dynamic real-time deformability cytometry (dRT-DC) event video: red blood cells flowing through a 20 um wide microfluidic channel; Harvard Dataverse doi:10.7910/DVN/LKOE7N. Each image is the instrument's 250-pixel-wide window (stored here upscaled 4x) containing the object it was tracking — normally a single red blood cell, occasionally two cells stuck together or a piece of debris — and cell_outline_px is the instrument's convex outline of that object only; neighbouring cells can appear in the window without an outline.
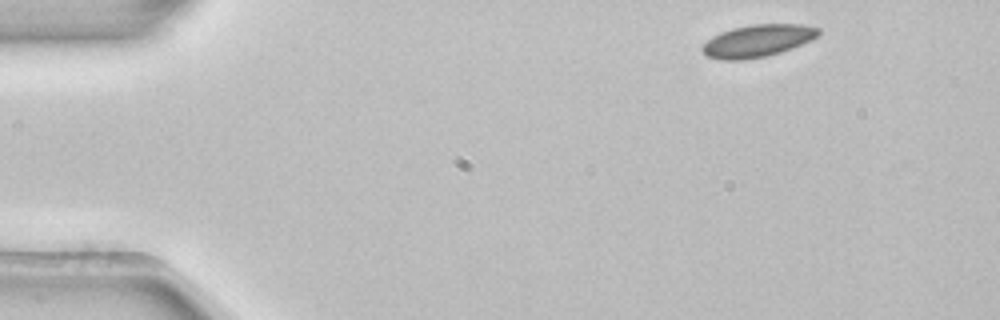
{"species": "common noctule bat (a hibernating species)", "species_latin": "Nyctalus noctula", "temperature_condition": "room temperature", "stored_images_in_passage": 2, "camera_frame_rate_fps": 3000, "um_per_image_px": 0.085, "animal": {"sex": "female", "body_mass_g": 22.7, "forearm_length_mm": 54.2}, "frame": {"image": 1, "passage_image": 1, "time_ms": 0.0, "image_size_px": [1000, 320], "cell_outline_px": [[820, 32], [816, 36], [792, 48], [780, 52], [764, 56], [740, 60], [720, 60], [708, 56], [700, 48], [712, 36], [720, 32], [732, 28], [752, 24], [804, 24], [820, 28]], "centroid_in_image_um": [64.37, 3.45], "position_along_channel_um": 20.6, "area_um2": 21.62}}